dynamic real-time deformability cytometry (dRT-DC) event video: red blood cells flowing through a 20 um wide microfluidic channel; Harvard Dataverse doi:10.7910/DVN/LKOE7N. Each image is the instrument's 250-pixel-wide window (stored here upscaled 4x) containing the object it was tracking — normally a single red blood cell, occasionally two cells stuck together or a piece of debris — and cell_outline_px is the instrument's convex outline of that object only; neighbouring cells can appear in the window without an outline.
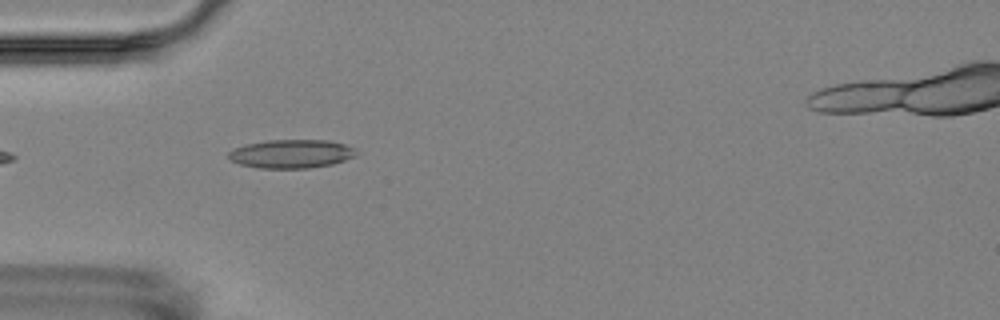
{"species": "Egyptian fruit bat (a non-hibernating species)", "species_latin": "Rousettus aegyptiacus", "temperature_condition": "room temperature", "stored_images_in_passage": 2, "camera_frame_rate_fps": 3000, "um_per_image_px": 0.085, "animal": {"sex": "female"}, "frame": {"image": 1, "passage_image": 1, "time_ms": 0.0, "image_size_px": [1000, 320], "cell_outline_px": [[360, 152], [356, 156], [332, 164], [308, 168], [260, 168], [240, 164], [232, 160], [228, 156], [228, 152], [232, 148], [244, 144], [268, 140], [328, 140], [344, 144]], "centroid_in_image_um": [24.76, 13.07], "position_along_channel_um": 60.2, "area_um2": 21.33}}